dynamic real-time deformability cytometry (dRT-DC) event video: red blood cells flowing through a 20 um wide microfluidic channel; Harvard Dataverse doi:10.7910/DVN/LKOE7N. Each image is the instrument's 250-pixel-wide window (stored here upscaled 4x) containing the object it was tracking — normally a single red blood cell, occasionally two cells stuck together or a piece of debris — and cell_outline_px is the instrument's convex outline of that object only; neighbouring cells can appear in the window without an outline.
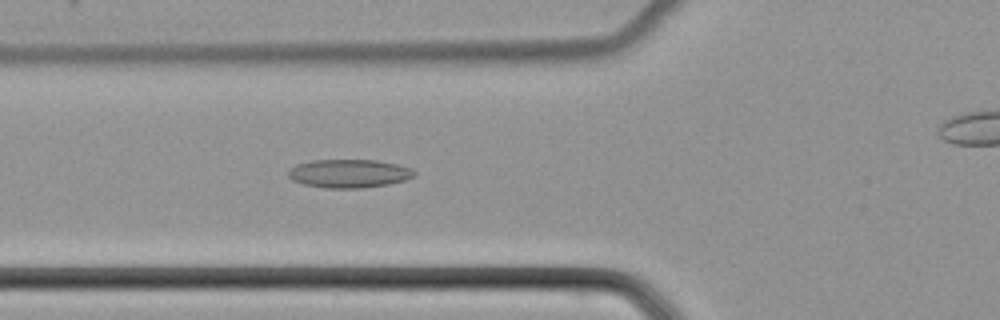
{"species": "common noctule bat (a hibernating species)", "species_latin": "Nyctalus noctula", "temperature_condition": "cold", "stored_images_in_passage": 36, "camera_frame_rate_fps": 3000, "um_per_image_px": 0.085, "animal": {"sex": "female", "body_mass_g": 22.7, "forearm_length_mm": 54.2}, "frame": {"image": 1, "passage_image": 8, "time_ms": 2.333, "image_size_px": [1000, 320], "cell_outline_px": [[416, 176], [404, 180], [388, 184], [364, 188], [328, 188], [304, 184], [292, 180], [288, 176], [288, 168], [296, 164], [312, 160], [376, 160], [396, 164], [412, 168], [416, 172]], "centroid_in_image_um": [29.66, 14.74], "position_along_channel_um": 96.1, "area_um2": 20.98}}
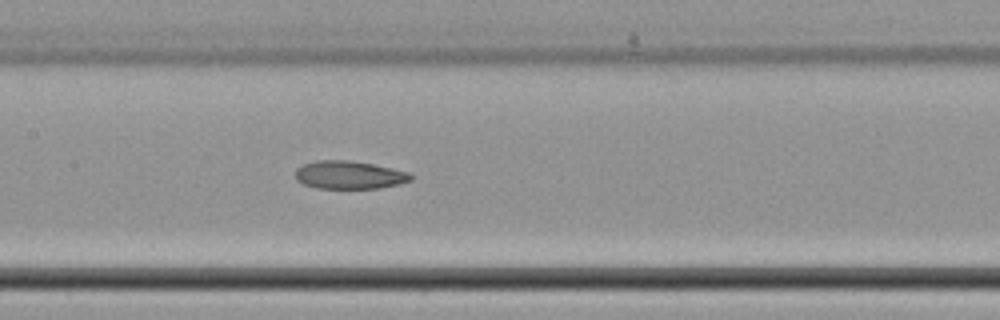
{"frame": {"image": 2, "passage_image": 14, "time_ms": 4.333, "image_size_px": [1000, 320], "cell_outline_px": [[412, 180], [400, 184], [380, 188], [316, 188], [304, 184], [296, 180], [296, 168], [304, 164], [316, 160], [348, 160], [372, 164], [412, 172]], "centroid_in_image_um": [29.71, 14.87], "position_along_channel_um": 177.7, "area_um2": 18.96}}
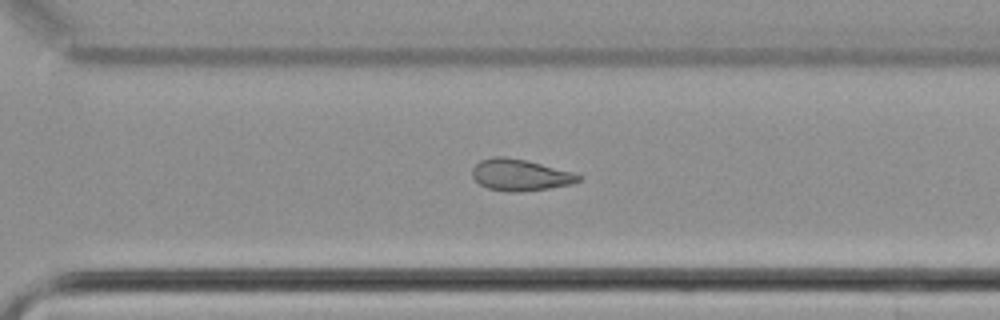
{"frame": {"image": 3, "passage_image": 25, "time_ms": 8.0, "image_size_px": [1000, 320], "cell_outline_px": [[584, 176], [580, 180], [572, 184], [548, 188], [520, 192], [512, 192], [488, 188], [480, 184], [472, 176], [472, 168], [480, 160], [492, 156], [504, 156], [524, 160], [572, 172]], "centroid_in_image_um": [44.2, 14.87], "position_along_channel_um": 326.4, "area_um2": 19.36}}